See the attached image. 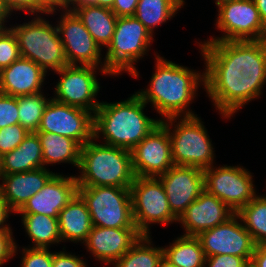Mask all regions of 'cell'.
<instances>
[{
	"mask_svg": "<svg viewBox=\"0 0 266 267\" xmlns=\"http://www.w3.org/2000/svg\"><path fill=\"white\" fill-rule=\"evenodd\" d=\"M204 91L223 118L231 119L266 85V40L199 42Z\"/></svg>",
	"mask_w": 266,
	"mask_h": 267,
	"instance_id": "6da1fadb",
	"label": "cell"
},
{
	"mask_svg": "<svg viewBox=\"0 0 266 267\" xmlns=\"http://www.w3.org/2000/svg\"><path fill=\"white\" fill-rule=\"evenodd\" d=\"M155 71L146 89L135 92L146 104L161 115L160 120L170 117L197 116L189 106L198 93L204 89V71H196L155 54ZM193 100V101H192Z\"/></svg>",
	"mask_w": 266,
	"mask_h": 267,
	"instance_id": "7a4b0ae2",
	"label": "cell"
},
{
	"mask_svg": "<svg viewBox=\"0 0 266 267\" xmlns=\"http://www.w3.org/2000/svg\"><path fill=\"white\" fill-rule=\"evenodd\" d=\"M145 107L147 104L135 92L124 101H102L94 114L93 138L131 151L161 123L148 117Z\"/></svg>",
	"mask_w": 266,
	"mask_h": 267,
	"instance_id": "3957f363",
	"label": "cell"
},
{
	"mask_svg": "<svg viewBox=\"0 0 266 267\" xmlns=\"http://www.w3.org/2000/svg\"><path fill=\"white\" fill-rule=\"evenodd\" d=\"M78 169V186L130 188L136 178L130 150L98 144L94 138L81 146Z\"/></svg>",
	"mask_w": 266,
	"mask_h": 267,
	"instance_id": "277c9868",
	"label": "cell"
},
{
	"mask_svg": "<svg viewBox=\"0 0 266 267\" xmlns=\"http://www.w3.org/2000/svg\"><path fill=\"white\" fill-rule=\"evenodd\" d=\"M161 123L168 130L174 165L195 166L204 170L214 164L215 148L198 115L170 117L161 120Z\"/></svg>",
	"mask_w": 266,
	"mask_h": 267,
	"instance_id": "5b68a950",
	"label": "cell"
},
{
	"mask_svg": "<svg viewBox=\"0 0 266 267\" xmlns=\"http://www.w3.org/2000/svg\"><path fill=\"white\" fill-rule=\"evenodd\" d=\"M35 16L31 21L17 26L9 24L16 36L20 55L35 62L46 73L59 71L68 63L57 25L50 24L43 14L42 17L39 14Z\"/></svg>",
	"mask_w": 266,
	"mask_h": 267,
	"instance_id": "8992f818",
	"label": "cell"
},
{
	"mask_svg": "<svg viewBox=\"0 0 266 267\" xmlns=\"http://www.w3.org/2000/svg\"><path fill=\"white\" fill-rule=\"evenodd\" d=\"M153 41V35L136 17H118L113 39L103 57L105 69L110 76L118 77L125 71L138 78L139 71L134 64L147 55Z\"/></svg>",
	"mask_w": 266,
	"mask_h": 267,
	"instance_id": "52a82bcc",
	"label": "cell"
},
{
	"mask_svg": "<svg viewBox=\"0 0 266 267\" xmlns=\"http://www.w3.org/2000/svg\"><path fill=\"white\" fill-rule=\"evenodd\" d=\"M77 194L85 202L93 226L136 228L129 188L78 186Z\"/></svg>",
	"mask_w": 266,
	"mask_h": 267,
	"instance_id": "ba28073f",
	"label": "cell"
},
{
	"mask_svg": "<svg viewBox=\"0 0 266 267\" xmlns=\"http://www.w3.org/2000/svg\"><path fill=\"white\" fill-rule=\"evenodd\" d=\"M129 189L135 226L142 235L150 236L151 224L166 226L178 222L158 177L136 176Z\"/></svg>",
	"mask_w": 266,
	"mask_h": 267,
	"instance_id": "9c48e42d",
	"label": "cell"
},
{
	"mask_svg": "<svg viewBox=\"0 0 266 267\" xmlns=\"http://www.w3.org/2000/svg\"><path fill=\"white\" fill-rule=\"evenodd\" d=\"M109 75L105 68L94 66L67 65L54 73L60 78L54 87L52 99L66 105L79 107L95 114L101 102L97 101L100 91L96 74Z\"/></svg>",
	"mask_w": 266,
	"mask_h": 267,
	"instance_id": "30bf717a",
	"label": "cell"
},
{
	"mask_svg": "<svg viewBox=\"0 0 266 267\" xmlns=\"http://www.w3.org/2000/svg\"><path fill=\"white\" fill-rule=\"evenodd\" d=\"M217 11L214 25L223 34L203 42L266 40V29L253 0H231L220 4Z\"/></svg>",
	"mask_w": 266,
	"mask_h": 267,
	"instance_id": "8fae6325",
	"label": "cell"
},
{
	"mask_svg": "<svg viewBox=\"0 0 266 267\" xmlns=\"http://www.w3.org/2000/svg\"><path fill=\"white\" fill-rule=\"evenodd\" d=\"M204 189L237 213L258 194L253 173L243 166H214L203 170Z\"/></svg>",
	"mask_w": 266,
	"mask_h": 267,
	"instance_id": "7c38bea8",
	"label": "cell"
},
{
	"mask_svg": "<svg viewBox=\"0 0 266 267\" xmlns=\"http://www.w3.org/2000/svg\"><path fill=\"white\" fill-rule=\"evenodd\" d=\"M61 11L56 25L68 65L105 68V61H101L104 56L101 54L102 49L82 21L73 11L68 9Z\"/></svg>",
	"mask_w": 266,
	"mask_h": 267,
	"instance_id": "4fadbf2b",
	"label": "cell"
},
{
	"mask_svg": "<svg viewBox=\"0 0 266 267\" xmlns=\"http://www.w3.org/2000/svg\"><path fill=\"white\" fill-rule=\"evenodd\" d=\"M94 114L59 103L52 98L46 105L37 132H50L75 140L80 146L93 139Z\"/></svg>",
	"mask_w": 266,
	"mask_h": 267,
	"instance_id": "5bb4252c",
	"label": "cell"
},
{
	"mask_svg": "<svg viewBox=\"0 0 266 267\" xmlns=\"http://www.w3.org/2000/svg\"><path fill=\"white\" fill-rule=\"evenodd\" d=\"M205 257L214 255H234L252 258L256 243L245 229L240 217L235 213L226 222L196 236Z\"/></svg>",
	"mask_w": 266,
	"mask_h": 267,
	"instance_id": "9a60e30c",
	"label": "cell"
},
{
	"mask_svg": "<svg viewBox=\"0 0 266 267\" xmlns=\"http://www.w3.org/2000/svg\"><path fill=\"white\" fill-rule=\"evenodd\" d=\"M130 152L137 177H158L174 165L168 130L162 123Z\"/></svg>",
	"mask_w": 266,
	"mask_h": 267,
	"instance_id": "2e32d148",
	"label": "cell"
},
{
	"mask_svg": "<svg viewBox=\"0 0 266 267\" xmlns=\"http://www.w3.org/2000/svg\"><path fill=\"white\" fill-rule=\"evenodd\" d=\"M158 178L165 189L171 212L177 219L204 190L203 169L195 166L173 165Z\"/></svg>",
	"mask_w": 266,
	"mask_h": 267,
	"instance_id": "e0dca14e",
	"label": "cell"
},
{
	"mask_svg": "<svg viewBox=\"0 0 266 267\" xmlns=\"http://www.w3.org/2000/svg\"><path fill=\"white\" fill-rule=\"evenodd\" d=\"M77 188L74 175L68 176L56 172L16 214H44L58 218L59 212L77 194Z\"/></svg>",
	"mask_w": 266,
	"mask_h": 267,
	"instance_id": "ac0fdd59",
	"label": "cell"
},
{
	"mask_svg": "<svg viewBox=\"0 0 266 267\" xmlns=\"http://www.w3.org/2000/svg\"><path fill=\"white\" fill-rule=\"evenodd\" d=\"M137 228H104L93 226L85 244L92 257L106 265L116 263L139 240Z\"/></svg>",
	"mask_w": 266,
	"mask_h": 267,
	"instance_id": "d6986e66",
	"label": "cell"
},
{
	"mask_svg": "<svg viewBox=\"0 0 266 267\" xmlns=\"http://www.w3.org/2000/svg\"><path fill=\"white\" fill-rule=\"evenodd\" d=\"M235 212L216 196L205 189L179 217L186 236H197L202 231L212 229L226 222Z\"/></svg>",
	"mask_w": 266,
	"mask_h": 267,
	"instance_id": "ffe728a7",
	"label": "cell"
},
{
	"mask_svg": "<svg viewBox=\"0 0 266 267\" xmlns=\"http://www.w3.org/2000/svg\"><path fill=\"white\" fill-rule=\"evenodd\" d=\"M46 75L35 62L20 57L0 70V93L20 97L43 92Z\"/></svg>",
	"mask_w": 266,
	"mask_h": 267,
	"instance_id": "44dd1931",
	"label": "cell"
},
{
	"mask_svg": "<svg viewBox=\"0 0 266 267\" xmlns=\"http://www.w3.org/2000/svg\"><path fill=\"white\" fill-rule=\"evenodd\" d=\"M54 174L49 168L41 167L27 172L0 175V190L10 211L16 214Z\"/></svg>",
	"mask_w": 266,
	"mask_h": 267,
	"instance_id": "7402d4cb",
	"label": "cell"
},
{
	"mask_svg": "<svg viewBox=\"0 0 266 267\" xmlns=\"http://www.w3.org/2000/svg\"><path fill=\"white\" fill-rule=\"evenodd\" d=\"M58 223L61 241L76 244H83L93 227L87 206L78 194L59 212Z\"/></svg>",
	"mask_w": 266,
	"mask_h": 267,
	"instance_id": "603a6c76",
	"label": "cell"
},
{
	"mask_svg": "<svg viewBox=\"0 0 266 267\" xmlns=\"http://www.w3.org/2000/svg\"><path fill=\"white\" fill-rule=\"evenodd\" d=\"M44 167L42 146L36 132L29 133L22 143L0 157V175L27 172Z\"/></svg>",
	"mask_w": 266,
	"mask_h": 267,
	"instance_id": "cb8c5ba5",
	"label": "cell"
},
{
	"mask_svg": "<svg viewBox=\"0 0 266 267\" xmlns=\"http://www.w3.org/2000/svg\"><path fill=\"white\" fill-rule=\"evenodd\" d=\"M73 12L82 21L94 41L103 49L113 39L117 23L116 14L108 8L97 5L78 6Z\"/></svg>",
	"mask_w": 266,
	"mask_h": 267,
	"instance_id": "d4e9b609",
	"label": "cell"
},
{
	"mask_svg": "<svg viewBox=\"0 0 266 267\" xmlns=\"http://www.w3.org/2000/svg\"><path fill=\"white\" fill-rule=\"evenodd\" d=\"M42 146L44 167L68 163L79 167L81 146L73 139L50 132H36Z\"/></svg>",
	"mask_w": 266,
	"mask_h": 267,
	"instance_id": "484cf974",
	"label": "cell"
},
{
	"mask_svg": "<svg viewBox=\"0 0 266 267\" xmlns=\"http://www.w3.org/2000/svg\"><path fill=\"white\" fill-rule=\"evenodd\" d=\"M25 233L32 241L29 248L50 249L54 244H60V231L58 218L44 214H19Z\"/></svg>",
	"mask_w": 266,
	"mask_h": 267,
	"instance_id": "4316f807",
	"label": "cell"
},
{
	"mask_svg": "<svg viewBox=\"0 0 266 267\" xmlns=\"http://www.w3.org/2000/svg\"><path fill=\"white\" fill-rule=\"evenodd\" d=\"M164 257L176 267H205V255L196 236L181 235L163 247Z\"/></svg>",
	"mask_w": 266,
	"mask_h": 267,
	"instance_id": "83f0119b",
	"label": "cell"
},
{
	"mask_svg": "<svg viewBox=\"0 0 266 267\" xmlns=\"http://www.w3.org/2000/svg\"><path fill=\"white\" fill-rule=\"evenodd\" d=\"M182 7L176 0H139L133 16L154 36V29L175 17Z\"/></svg>",
	"mask_w": 266,
	"mask_h": 267,
	"instance_id": "f1b7e54d",
	"label": "cell"
},
{
	"mask_svg": "<svg viewBox=\"0 0 266 267\" xmlns=\"http://www.w3.org/2000/svg\"><path fill=\"white\" fill-rule=\"evenodd\" d=\"M151 235H142L113 267H158L164 256L163 246L156 247ZM155 246V247H154Z\"/></svg>",
	"mask_w": 266,
	"mask_h": 267,
	"instance_id": "f546056e",
	"label": "cell"
},
{
	"mask_svg": "<svg viewBox=\"0 0 266 267\" xmlns=\"http://www.w3.org/2000/svg\"><path fill=\"white\" fill-rule=\"evenodd\" d=\"M256 245L266 244V196L257 195L236 213Z\"/></svg>",
	"mask_w": 266,
	"mask_h": 267,
	"instance_id": "4dcf8cb0",
	"label": "cell"
},
{
	"mask_svg": "<svg viewBox=\"0 0 266 267\" xmlns=\"http://www.w3.org/2000/svg\"><path fill=\"white\" fill-rule=\"evenodd\" d=\"M50 99L44 92L17 97L19 124L29 133L38 131L44 109Z\"/></svg>",
	"mask_w": 266,
	"mask_h": 267,
	"instance_id": "1f68e13d",
	"label": "cell"
},
{
	"mask_svg": "<svg viewBox=\"0 0 266 267\" xmlns=\"http://www.w3.org/2000/svg\"><path fill=\"white\" fill-rule=\"evenodd\" d=\"M21 57L15 34L7 27L0 31V70Z\"/></svg>",
	"mask_w": 266,
	"mask_h": 267,
	"instance_id": "d6a6232c",
	"label": "cell"
},
{
	"mask_svg": "<svg viewBox=\"0 0 266 267\" xmlns=\"http://www.w3.org/2000/svg\"><path fill=\"white\" fill-rule=\"evenodd\" d=\"M28 134L19 123L0 128V157L18 147Z\"/></svg>",
	"mask_w": 266,
	"mask_h": 267,
	"instance_id": "836d02e7",
	"label": "cell"
},
{
	"mask_svg": "<svg viewBox=\"0 0 266 267\" xmlns=\"http://www.w3.org/2000/svg\"><path fill=\"white\" fill-rule=\"evenodd\" d=\"M20 267H52L53 252L42 248H22Z\"/></svg>",
	"mask_w": 266,
	"mask_h": 267,
	"instance_id": "e575fe53",
	"label": "cell"
},
{
	"mask_svg": "<svg viewBox=\"0 0 266 267\" xmlns=\"http://www.w3.org/2000/svg\"><path fill=\"white\" fill-rule=\"evenodd\" d=\"M19 123L17 97L0 93V128Z\"/></svg>",
	"mask_w": 266,
	"mask_h": 267,
	"instance_id": "d590c367",
	"label": "cell"
},
{
	"mask_svg": "<svg viewBox=\"0 0 266 267\" xmlns=\"http://www.w3.org/2000/svg\"><path fill=\"white\" fill-rule=\"evenodd\" d=\"M16 243L12 230H0V267L18 254Z\"/></svg>",
	"mask_w": 266,
	"mask_h": 267,
	"instance_id": "8d00e7d4",
	"label": "cell"
},
{
	"mask_svg": "<svg viewBox=\"0 0 266 267\" xmlns=\"http://www.w3.org/2000/svg\"><path fill=\"white\" fill-rule=\"evenodd\" d=\"M11 14L16 12H27L30 15L46 14L47 11L39 4L38 0H2ZM13 12V13H12Z\"/></svg>",
	"mask_w": 266,
	"mask_h": 267,
	"instance_id": "74e56055",
	"label": "cell"
},
{
	"mask_svg": "<svg viewBox=\"0 0 266 267\" xmlns=\"http://www.w3.org/2000/svg\"><path fill=\"white\" fill-rule=\"evenodd\" d=\"M251 258H243L240 256L234 255H214L210 257H205V264L206 267H245Z\"/></svg>",
	"mask_w": 266,
	"mask_h": 267,
	"instance_id": "f35d334b",
	"label": "cell"
},
{
	"mask_svg": "<svg viewBox=\"0 0 266 267\" xmlns=\"http://www.w3.org/2000/svg\"><path fill=\"white\" fill-rule=\"evenodd\" d=\"M60 252H53L52 267H87L86 261L76 254L66 252V248L63 247ZM65 250V251H64Z\"/></svg>",
	"mask_w": 266,
	"mask_h": 267,
	"instance_id": "ab89813d",
	"label": "cell"
},
{
	"mask_svg": "<svg viewBox=\"0 0 266 267\" xmlns=\"http://www.w3.org/2000/svg\"><path fill=\"white\" fill-rule=\"evenodd\" d=\"M139 0H114L112 11L117 17L133 16Z\"/></svg>",
	"mask_w": 266,
	"mask_h": 267,
	"instance_id": "60d3db41",
	"label": "cell"
},
{
	"mask_svg": "<svg viewBox=\"0 0 266 267\" xmlns=\"http://www.w3.org/2000/svg\"><path fill=\"white\" fill-rule=\"evenodd\" d=\"M39 4L48 12L49 15H54L61 9H68L71 0H38ZM60 9V10H59Z\"/></svg>",
	"mask_w": 266,
	"mask_h": 267,
	"instance_id": "b9f144b4",
	"label": "cell"
},
{
	"mask_svg": "<svg viewBox=\"0 0 266 267\" xmlns=\"http://www.w3.org/2000/svg\"><path fill=\"white\" fill-rule=\"evenodd\" d=\"M114 0H71L69 11H73L78 6L97 5L112 9Z\"/></svg>",
	"mask_w": 266,
	"mask_h": 267,
	"instance_id": "7bdbcfd3",
	"label": "cell"
},
{
	"mask_svg": "<svg viewBox=\"0 0 266 267\" xmlns=\"http://www.w3.org/2000/svg\"><path fill=\"white\" fill-rule=\"evenodd\" d=\"M11 214L12 212L8 208L0 190V230H12L10 224L7 223L8 219H10L9 216Z\"/></svg>",
	"mask_w": 266,
	"mask_h": 267,
	"instance_id": "ee69618b",
	"label": "cell"
},
{
	"mask_svg": "<svg viewBox=\"0 0 266 267\" xmlns=\"http://www.w3.org/2000/svg\"><path fill=\"white\" fill-rule=\"evenodd\" d=\"M251 262L256 267H266V244L256 245Z\"/></svg>",
	"mask_w": 266,
	"mask_h": 267,
	"instance_id": "f6af8a7d",
	"label": "cell"
},
{
	"mask_svg": "<svg viewBox=\"0 0 266 267\" xmlns=\"http://www.w3.org/2000/svg\"><path fill=\"white\" fill-rule=\"evenodd\" d=\"M12 14L9 12L2 0H0V31L7 28V19L11 18ZM9 17V18H8Z\"/></svg>",
	"mask_w": 266,
	"mask_h": 267,
	"instance_id": "bcb514c9",
	"label": "cell"
},
{
	"mask_svg": "<svg viewBox=\"0 0 266 267\" xmlns=\"http://www.w3.org/2000/svg\"><path fill=\"white\" fill-rule=\"evenodd\" d=\"M259 11L264 28L266 29V0H253Z\"/></svg>",
	"mask_w": 266,
	"mask_h": 267,
	"instance_id": "7dc6e473",
	"label": "cell"
},
{
	"mask_svg": "<svg viewBox=\"0 0 266 267\" xmlns=\"http://www.w3.org/2000/svg\"><path fill=\"white\" fill-rule=\"evenodd\" d=\"M158 267H176V266L163 256L158 264Z\"/></svg>",
	"mask_w": 266,
	"mask_h": 267,
	"instance_id": "c3c4849f",
	"label": "cell"
},
{
	"mask_svg": "<svg viewBox=\"0 0 266 267\" xmlns=\"http://www.w3.org/2000/svg\"><path fill=\"white\" fill-rule=\"evenodd\" d=\"M228 1H231V0H215V4L218 7L220 4L228 2Z\"/></svg>",
	"mask_w": 266,
	"mask_h": 267,
	"instance_id": "681fc988",
	"label": "cell"
},
{
	"mask_svg": "<svg viewBox=\"0 0 266 267\" xmlns=\"http://www.w3.org/2000/svg\"><path fill=\"white\" fill-rule=\"evenodd\" d=\"M245 267H256L251 261Z\"/></svg>",
	"mask_w": 266,
	"mask_h": 267,
	"instance_id": "f907efd6",
	"label": "cell"
},
{
	"mask_svg": "<svg viewBox=\"0 0 266 267\" xmlns=\"http://www.w3.org/2000/svg\"><path fill=\"white\" fill-rule=\"evenodd\" d=\"M176 1H178L184 7V4H185L184 0H176Z\"/></svg>",
	"mask_w": 266,
	"mask_h": 267,
	"instance_id": "816d5d0a",
	"label": "cell"
}]
</instances>
